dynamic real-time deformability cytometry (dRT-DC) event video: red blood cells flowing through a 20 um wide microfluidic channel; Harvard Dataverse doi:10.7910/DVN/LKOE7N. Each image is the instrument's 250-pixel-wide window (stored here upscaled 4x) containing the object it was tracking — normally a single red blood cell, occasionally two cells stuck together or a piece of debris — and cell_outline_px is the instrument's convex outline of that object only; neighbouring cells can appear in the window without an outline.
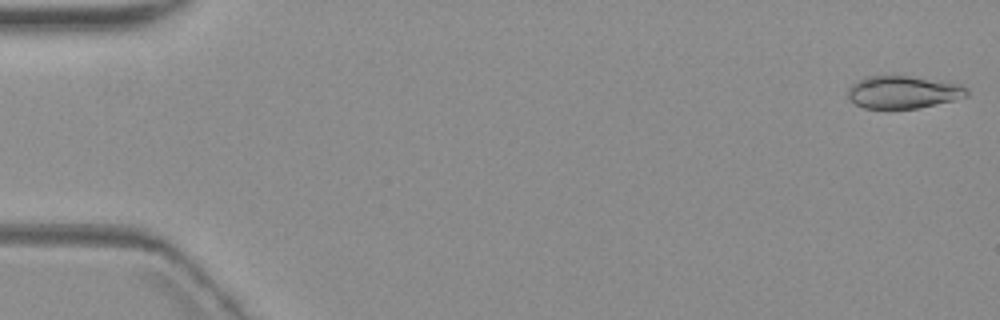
{"species": "common noctule bat (a hibernating species)", "species_latin": "Nyctalus noctula", "temperature_condition": "warm", "stored_images_in_passage": 4, "camera_frame_rate_fps": 3000, "um_per_image_px": 0.085, "animal": {"sex": "female", "body_mass_g": 19.3, "forearm_length_mm": 54.1}, "frame": {"image": 1, "passage_image": 1, "time_ms": 0.0, "image_size_px": [1000, 320], "cell_outline_px": [[968, 96], [956, 100], [920, 108], [864, 108], [856, 104], [848, 96], [848, 88], [852, 84], [864, 76], [908, 76], [960, 84], [968, 88]], "centroid_in_image_um": [76.79, 7.83], "position_along_channel_um": 8.2, "area_um2": 22.54}}